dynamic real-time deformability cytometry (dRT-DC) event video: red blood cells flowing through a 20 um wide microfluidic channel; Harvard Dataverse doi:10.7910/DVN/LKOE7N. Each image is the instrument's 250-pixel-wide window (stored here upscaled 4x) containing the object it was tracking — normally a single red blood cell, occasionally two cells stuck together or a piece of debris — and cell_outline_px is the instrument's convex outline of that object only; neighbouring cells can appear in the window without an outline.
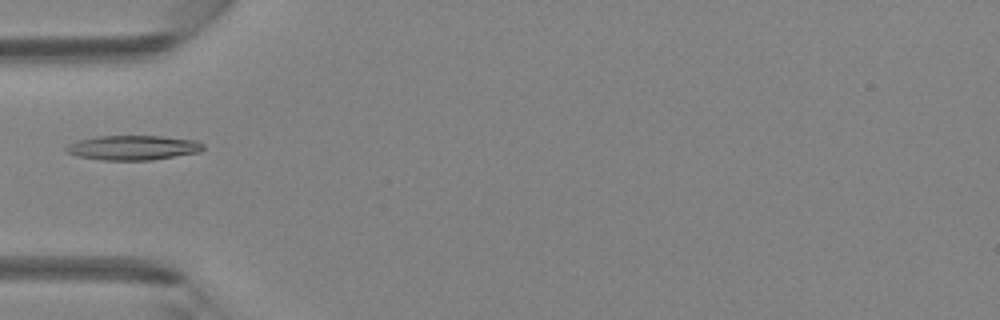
{"species": "Egyptian fruit bat (a non-hibernating species)", "species_latin": "Rousettus aegyptiacus", "temperature_condition": "room temperature", "stored_images_in_passage": 5, "camera_frame_rate_fps": 3000, "um_per_image_px": 0.085, "animal": {"sex": "female"}, "frame": {"image": 1, "passage_image": 4, "time_ms": 4.333, "image_size_px": [1000, 320], "cell_outline_px": [[204, 148], [200, 152], [152, 160], [100, 160], [76, 156], [64, 152], [64, 148], [68, 144], [80, 140], [96, 136], [160, 136], [196, 140], [204, 144]], "centroid_in_image_um": [11.28, 12.56], "position_along_channel_um": 73.7, "area_um2": 19.83}}
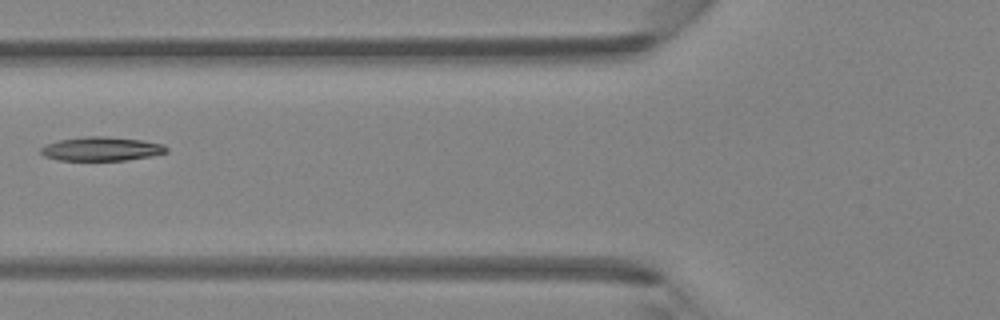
{"frame": {"image": 2, "passage_image": 5, "time_ms": 5.333, "image_size_px": [1000, 320], "cell_outline_px": [[168, 152], [152, 156], [124, 160], [56, 160], [44, 156], [40, 152], [40, 148], [44, 144], [60, 140], [88, 136], [104, 136], [140, 140], [164, 144], [168, 148]], "centroid_in_image_um": [8.61, 12.65], "position_along_channel_um": 117.2, "area_um2": 17.51}}